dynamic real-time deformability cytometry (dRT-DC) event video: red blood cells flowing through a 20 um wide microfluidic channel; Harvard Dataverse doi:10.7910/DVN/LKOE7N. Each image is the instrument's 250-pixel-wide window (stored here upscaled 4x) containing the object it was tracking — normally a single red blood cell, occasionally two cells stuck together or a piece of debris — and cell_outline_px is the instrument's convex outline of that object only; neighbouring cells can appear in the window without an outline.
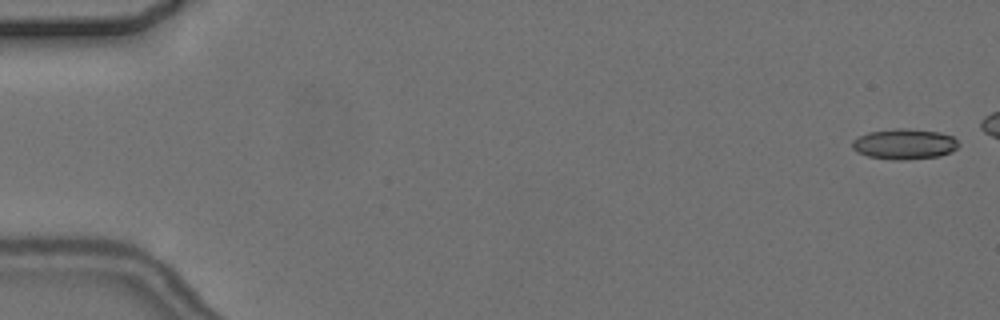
{"species": "common noctule bat (a hibernating species)", "species_latin": "Nyctalus noctula", "temperature_condition": "cold", "stored_images_in_passage": 5, "camera_frame_rate_fps": 3000, "um_per_image_px": 0.085, "animal": {"sex": "female", "body_mass_g": 24.6, "forearm_length_mm": 56.2}, "frame": {"image": 1, "passage_image": 1, "time_ms": 0.0, "image_size_px": [1000, 320], "cell_outline_px": [[960, 144], [952, 152], [940, 156], [908, 160], [892, 160], [868, 156], [856, 152], [852, 148], [852, 140], [868, 132], [896, 128], [904, 128], [940, 132], [952, 136]], "centroid_in_image_um": [76.87, 12.25], "position_along_channel_um": 8.1, "area_um2": 19.07}}